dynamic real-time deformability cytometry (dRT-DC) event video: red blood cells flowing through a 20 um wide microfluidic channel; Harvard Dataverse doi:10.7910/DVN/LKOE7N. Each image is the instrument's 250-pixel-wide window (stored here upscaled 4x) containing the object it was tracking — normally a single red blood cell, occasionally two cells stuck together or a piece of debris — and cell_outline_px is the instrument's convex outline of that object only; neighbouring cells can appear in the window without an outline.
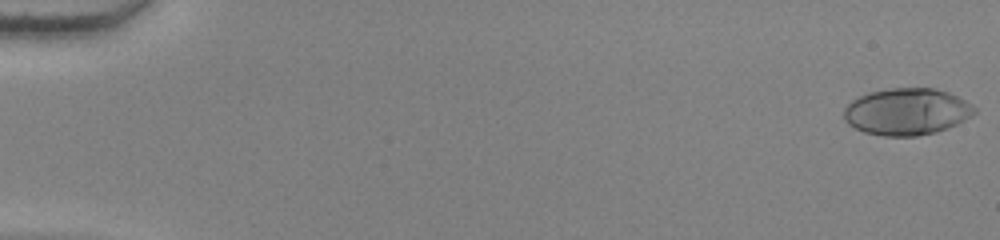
{"species": "human", "species_latin": "Homo sapiens", "temperature_condition": "warm", "stored_images_in_passage": 54, "camera_frame_rate_fps": 3000, "um_per_image_px": 0.085, "donor": {"sex": "female"}, "frame": {"image": 1, "passage_image": 1, "time_ms": 0.0, "image_size_px": [1000, 240], "cell_outline_px": [[976, 112], [964, 120], [948, 128], [936, 132], [916, 136], [884, 136], [864, 132], [848, 124], [844, 120], [844, 108], [852, 100], [860, 96], [872, 92], [888, 88], [932, 88], [948, 92], [972, 104], [976, 108]], "centroid_in_image_um": [77.07, 9.49], "position_along_channel_um": 7.9, "area_um2": 35.49}}
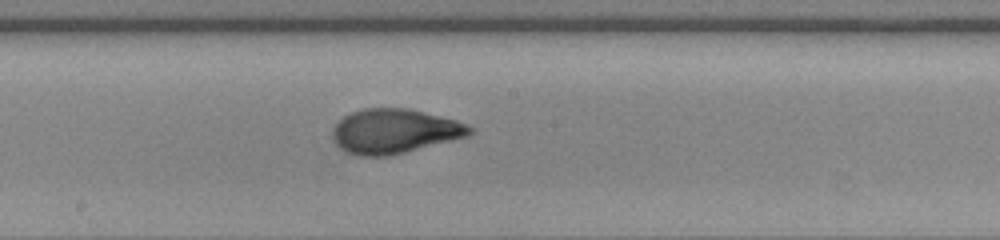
{"frame": {"image": 2, "passage_image": 31, "time_ms": 10.0, "image_size_px": [1000, 240], "cell_outline_px": [[476, 132], [468, 136], [388, 156], [360, 156], [348, 152], [340, 148], [336, 144], [332, 132], [332, 128], [344, 116], [352, 112], [364, 108], [408, 108], [456, 120], [468, 124]], "centroid_in_image_um": [33.54, 11.14], "position_along_channel_um": 214.7, "area_um2": 35.37}}
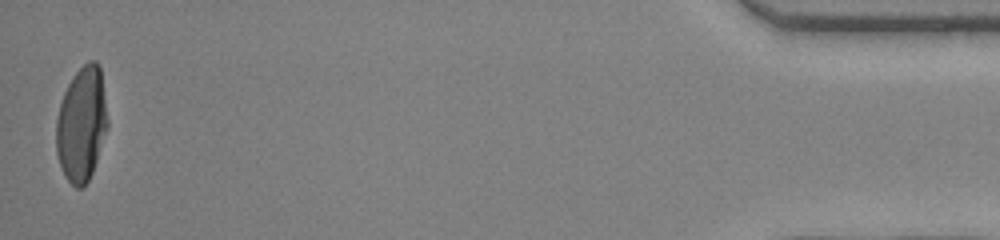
{"frame": {"image": 3, "passage_image": 54, "time_ms": 17.667, "image_size_px": [1000, 240], "cell_outline_px": [[108, 128], [92, 172], [88, 180], [80, 188], [76, 188], [64, 176], [56, 152], [56, 120], [60, 104], [64, 92], [68, 84], [76, 72], [88, 60], [96, 60], [100, 68], [108, 120]], "centroid_in_image_um": [6.93, 10.55], "position_along_channel_um": 428.3, "area_um2": 34.16}, "authors_computed_cell_mechanics": {"area_um2": 34.4488, "velocity_mm_per_s": 3.8768, "shape_relaxation_time_tau1_ms": 9.6352, "shape_relaxation_time_tau2_ms": null, "deformation_change_tau1": 0.3942, "deformation_change_tau2": null}}